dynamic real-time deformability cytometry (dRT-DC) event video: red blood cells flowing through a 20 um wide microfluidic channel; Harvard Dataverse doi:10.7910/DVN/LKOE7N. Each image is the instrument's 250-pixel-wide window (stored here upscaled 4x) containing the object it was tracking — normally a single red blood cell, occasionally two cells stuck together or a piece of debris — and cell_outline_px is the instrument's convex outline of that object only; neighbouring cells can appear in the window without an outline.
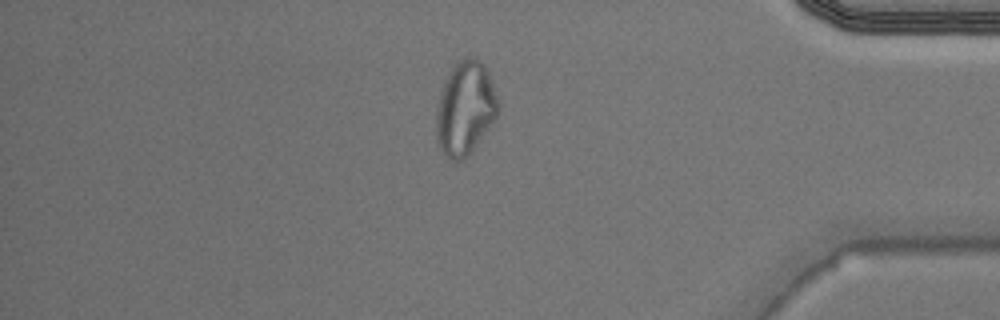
{"species": "Egyptian fruit bat (a non-hibernating species)", "species_latin": "Rousettus aegyptiacus", "temperature_condition": "warm", "stored_images_in_passage": 42, "camera_frame_rate_fps": 3000, "um_per_image_px": 0.085, "animal": {"sex": "male"}, "frame": {"image": 1, "passage_image": 36, "time_ms": 11.667, "image_size_px": [1000, 320], "cell_outline_px": [[500, 104], [496, 116], [492, 124], [468, 156], [464, 160], [448, 160], [440, 152], [436, 140], [436, 116], [440, 92], [444, 80], [448, 72], [456, 60], [468, 56], [472, 56], [480, 60], [484, 64], [488, 72]], "centroid_in_image_um": [39.52, 9.2], "position_along_channel_um": 395.7, "area_um2": 34.33}}
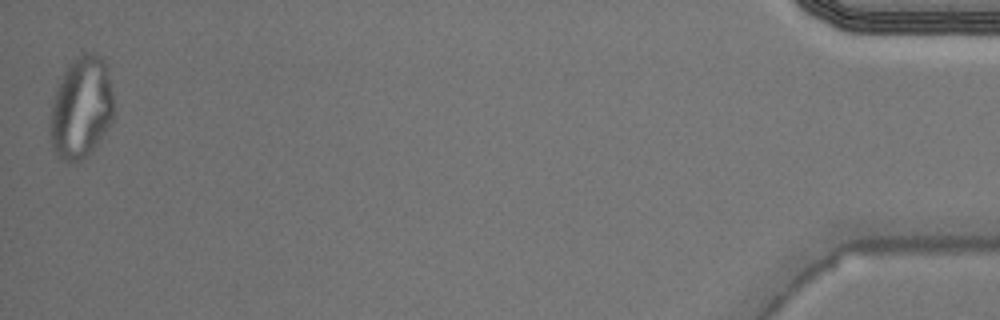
{"frame": {"image": 2, "passage_image": 42, "time_ms": 13.667, "image_size_px": [1000, 320], "cell_outline_px": [[112, 120], [108, 128], [88, 156], [76, 164], [60, 156], [56, 152], [52, 144], [48, 124], [52, 100], [56, 88], [68, 64], [76, 56], [84, 52], [96, 52], [104, 60], [112, 88]], "centroid_in_image_um": [6.88, 9.13], "position_along_channel_um": 428.3, "area_um2": 37.92}}